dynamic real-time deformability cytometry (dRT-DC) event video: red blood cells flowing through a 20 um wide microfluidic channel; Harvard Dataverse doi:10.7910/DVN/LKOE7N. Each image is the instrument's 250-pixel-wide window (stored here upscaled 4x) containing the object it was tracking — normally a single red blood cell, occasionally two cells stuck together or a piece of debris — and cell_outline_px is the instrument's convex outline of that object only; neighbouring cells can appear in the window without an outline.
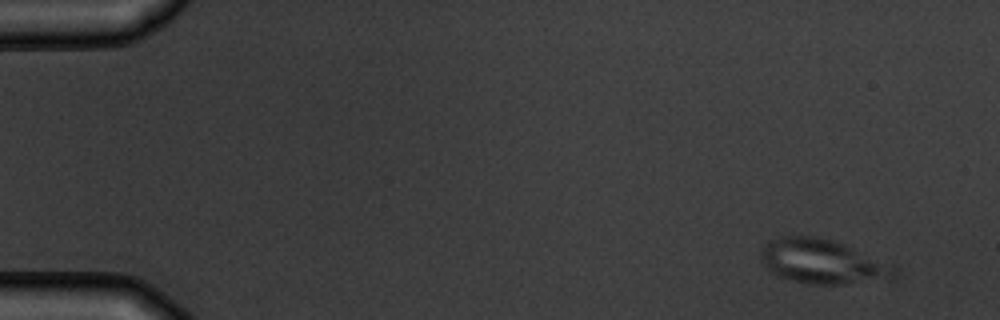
{"species": "common noctule bat (a hibernating species)", "species_latin": "Nyctalus noctula", "temperature_condition": "warm", "stored_images_in_passage": 4, "camera_frame_rate_fps": 3000, "um_per_image_px": 0.085, "animal": {"sex": "male", "body_mass_g": 19.5, "forearm_length_mm": 54.6}, "frame": {"image": 1, "passage_image": 1, "time_ms": 0.0, "image_size_px": [1000, 320], "cell_outline_px": [[900, 272], [892, 280], [840, 284], [812, 284], [792, 280], [780, 276], [772, 272], [764, 264], [760, 252], [764, 244], [768, 240], [780, 236], [812, 236], [832, 240], [844, 244], [892, 264]], "centroid_in_image_um": [69.97, 22.24], "position_along_channel_um": 15.0, "area_um2": 34.68}}